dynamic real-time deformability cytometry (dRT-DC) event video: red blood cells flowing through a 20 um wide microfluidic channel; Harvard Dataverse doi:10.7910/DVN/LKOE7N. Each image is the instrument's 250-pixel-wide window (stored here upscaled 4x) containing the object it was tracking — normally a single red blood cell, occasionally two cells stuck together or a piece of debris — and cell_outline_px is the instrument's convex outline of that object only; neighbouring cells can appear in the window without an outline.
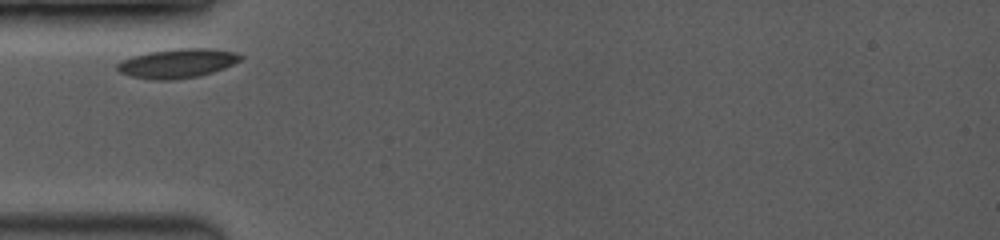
{"species": "common noctule bat (a hibernating species)", "species_latin": "Nyctalus noctula", "temperature_condition": "room temperature", "stored_images_in_passage": 2, "camera_frame_rate_fps": 3500, "um_per_image_px": 0.085, "animal": {"sex": "female", "body_mass_g": 19.0, "forearm_length_mm": 53.3}, "frame": {"image": 1, "passage_image": 1, "time_ms": 0.0, "image_size_px": [1000, 240], "cell_outline_px": [[244, 56], [240, 60], [224, 68], [200, 76], [172, 80], [156, 80], [132, 76], [120, 72], [116, 68], [116, 64], [120, 60], [132, 56], [148, 52], [176, 48], [208, 48], [232, 52]], "centroid_in_image_um": [15.04, 5.38], "position_along_channel_um": 70.0, "area_um2": 20.92}}